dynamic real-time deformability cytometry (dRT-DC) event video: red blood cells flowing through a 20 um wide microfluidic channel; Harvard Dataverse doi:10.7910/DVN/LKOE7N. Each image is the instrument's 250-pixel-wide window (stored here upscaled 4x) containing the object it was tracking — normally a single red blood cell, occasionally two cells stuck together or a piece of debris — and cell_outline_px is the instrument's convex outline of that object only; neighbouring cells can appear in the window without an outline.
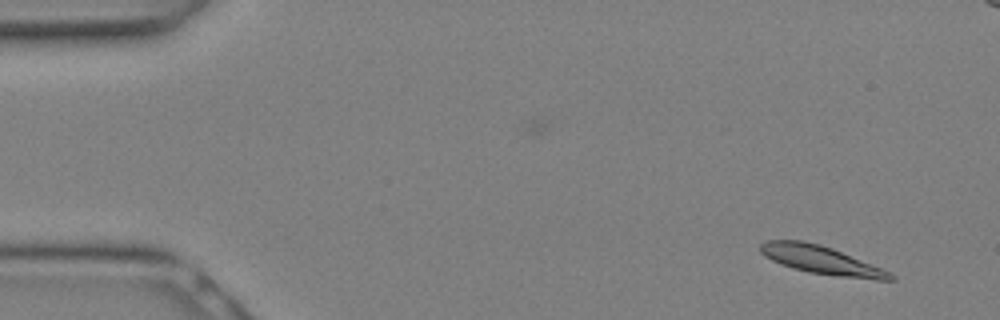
{"species": "Egyptian fruit bat (a non-hibernating species)", "species_latin": "Rousettus aegyptiacus", "temperature_condition": "warm", "stored_images_in_passage": 9, "camera_frame_rate_fps": 3000, "um_per_image_px": 0.085, "animal": {"sex": "female"}, "frame": {"image": 1, "passage_image": 1, "time_ms": 0.0, "image_size_px": [1000, 320], "cell_outline_px": [[896, 280], [876, 280], [840, 276], [808, 272], [792, 268], [780, 264], [764, 256], [760, 252], [760, 244], [768, 240], [804, 240], [820, 244], [832, 248], [880, 268], [896, 276]], "centroid_in_image_um": [69.76, 22.09], "position_along_channel_um": 15.2, "area_um2": 21.15}}
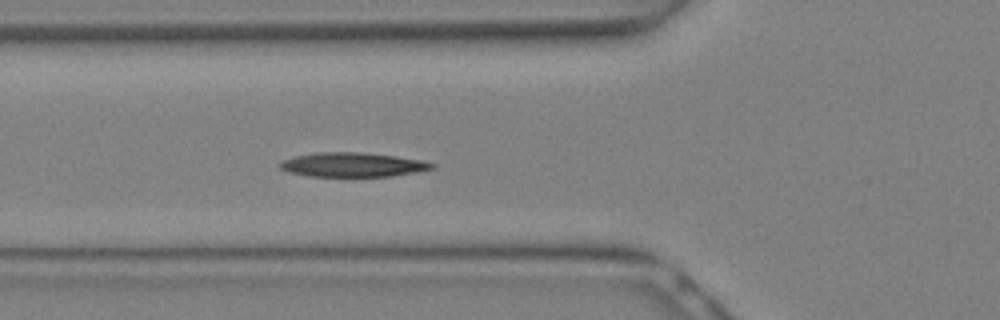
{"frame": {"image": 2, "passage_image": 9, "time_ms": 2.667, "image_size_px": [1000, 320], "cell_outline_px": [[436, 168], [416, 172], [392, 176], [308, 176], [288, 172], [280, 168], [280, 164], [284, 160], [296, 156], [316, 152], [364, 152], [396, 156], [424, 160], [436, 164]], "centroid_in_image_um": [30.04, 13.99], "position_along_channel_um": 95.8, "area_um2": 21.56}}